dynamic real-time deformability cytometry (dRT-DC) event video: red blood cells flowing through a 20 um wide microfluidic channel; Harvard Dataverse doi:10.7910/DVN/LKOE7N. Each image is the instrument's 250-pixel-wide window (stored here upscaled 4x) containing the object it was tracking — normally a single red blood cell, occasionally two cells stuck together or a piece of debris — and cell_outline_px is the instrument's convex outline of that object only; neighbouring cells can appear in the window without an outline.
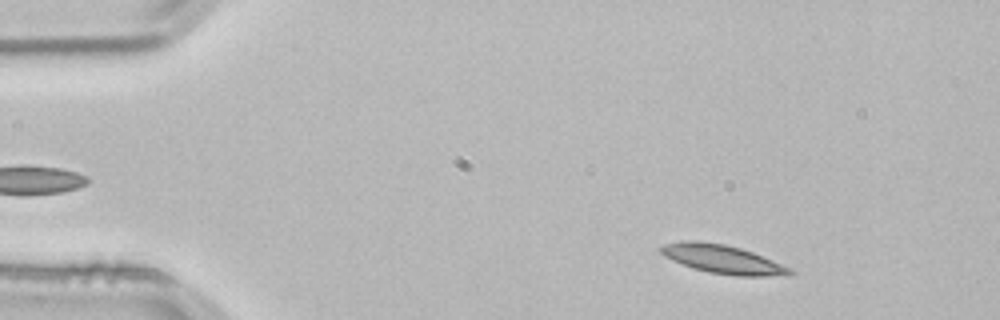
{"species": "common noctule bat (a hibernating species)", "species_latin": "Nyctalus noctula", "temperature_condition": "room temperature", "stored_images_in_passage": 52, "camera_frame_rate_fps": 3000, "um_per_image_px": 0.085, "animal": {"sex": "male", "body_mass_g": 21.5, "forearm_length_mm": 52.0}, "frame": {"image": 1, "passage_image": 6, "time_ms": 1.667, "image_size_px": [1000, 320], "cell_outline_px": [[796, 272], [788, 276], [736, 276], [708, 272], [692, 268], [672, 260], [664, 256], [660, 252], [660, 248], [664, 244], [680, 240], [696, 240], [724, 244], [740, 248], [752, 252], [772, 260]], "centroid_in_image_um": [61.4, 22.03], "position_along_channel_um": 23.6, "area_um2": 21.56}}
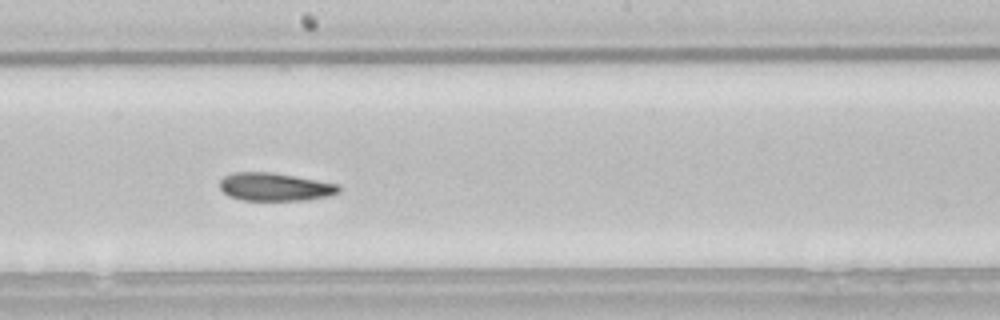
{"frame": {"image": 2, "passage_image": 28, "time_ms": 9.0, "image_size_px": [1000, 320], "cell_outline_px": [[340, 192], [328, 196], [308, 200], [244, 200], [228, 196], [220, 188], [220, 180], [224, 176], [232, 172], [272, 172], [296, 176], [340, 184]], "centroid_in_image_um": [23.38, 15.88], "position_along_channel_um": 224.8, "area_um2": 19.59}}
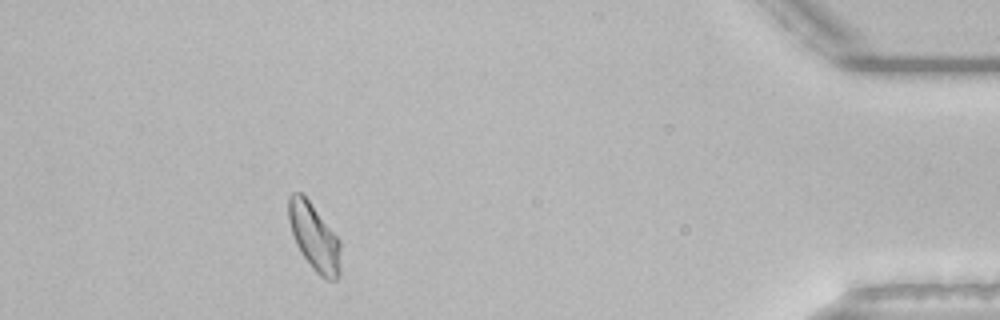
{"frame": {"image": 3, "passage_image": 47, "time_ms": 15.333, "image_size_px": [1000, 320], "cell_outline_px": [[340, 276], [336, 280], [328, 280], [320, 276], [312, 268], [300, 252], [296, 244], [288, 220], [288, 196], [292, 192], [300, 192], [308, 200], [340, 240]], "centroid_in_image_um": [26.7, 20.17], "position_along_channel_um": 408.5, "area_um2": 20.23}, "authors_computed_cell_mechanics": {"area_um2": 20.23, "velocity_mm_per_s": 3.7882, "shape_relaxation_time_tau1_ms": 6.5374, "shape_relaxation_time_tau2_ms": 3.701, "deformation_change_tau1": 0.1472, "deformation_change_tau2": 0.0996}}